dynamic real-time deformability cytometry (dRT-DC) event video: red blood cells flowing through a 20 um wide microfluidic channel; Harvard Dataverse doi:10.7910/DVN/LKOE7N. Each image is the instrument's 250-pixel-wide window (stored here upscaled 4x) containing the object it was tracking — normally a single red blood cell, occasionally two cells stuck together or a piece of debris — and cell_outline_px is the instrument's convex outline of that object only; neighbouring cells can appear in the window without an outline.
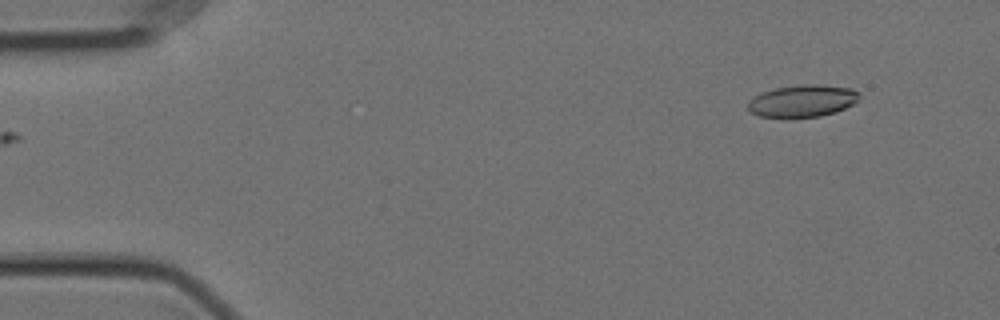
{"species": "Egyptian fruit bat (a non-hibernating species)", "species_latin": "Rousettus aegyptiacus", "temperature_condition": "cold", "stored_images_in_passage": 52, "camera_frame_rate_fps": 3000, "um_per_image_px": 0.085, "animal": {"sex": "female"}, "frame": {"image": 1, "passage_image": 1, "time_ms": 0.0, "image_size_px": [1000, 320], "cell_outline_px": [[860, 96], [852, 104], [836, 112], [820, 116], [760, 116], [752, 112], [748, 108], [748, 100], [752, 96], [776, 88], [804, 84], [816, 84], [852, 88], [860, 92]], "centroid_in_image_um": [68.23, 8.55], "position_along_channel_um": 16.8, "area_um2": 20.46}}
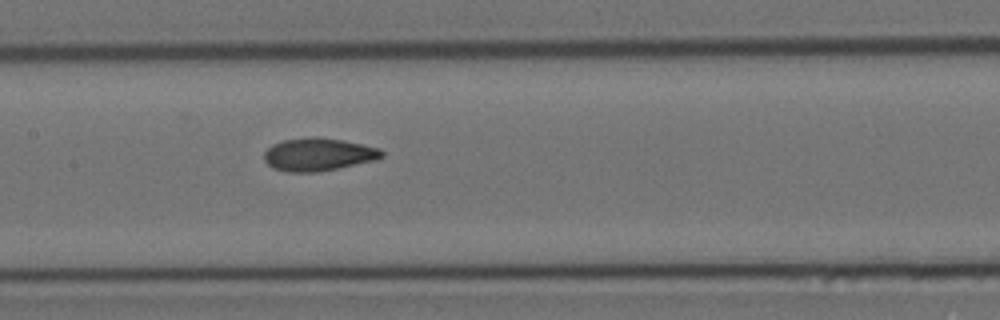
{"frame": {"image": 2, "passage_image": 23, "time_ms": 7.333, "image_size_px": [1000, 320], "cell_outline_px": [[384, 156], [376, 160], [316, 172], [284, 172], [272, 168], [264, 160], [264, 152], [272, 144], [284, 140], [312, 136], [316, 136], [340, 140], [380, 148], [384, 152]], "centroid_in_image_um": [27.03, 13.13], "position_along_channel_um": 180.4, "area_um2": 22.48}}
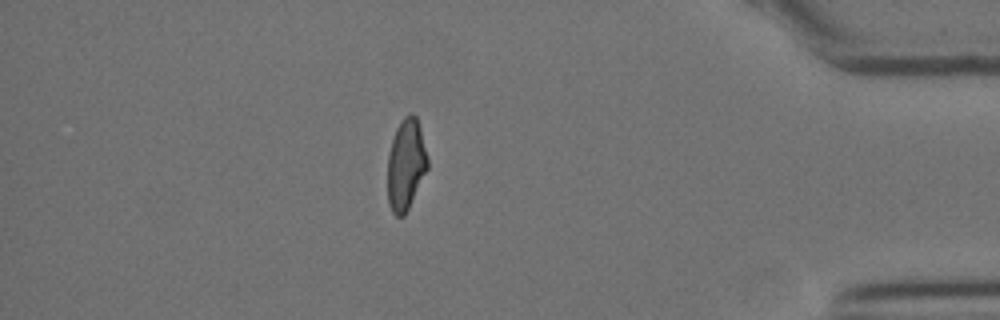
{"frame": {"image": 3, "passage_image": 45, "time_ms": 14.667, "image_size_px": [1000, 320], "cell_outline_px": [[428, 168], [404, 216], [396, 216], [392, 212], [388, 204], [388, 156], [392, 140], [396, 128], [400, 120], [408, 112], [412, 112], [416, 116], [420, 128], [428, 160]], "centroid_in_image_um": [34.49, 13.96], "position_along_channel_um": 400.7, "area_um2": 21.15}, "authors_computed_cell_mechanics": {"area_um2": 21.9062, "velocity_mm_per_s": 3.5626, "shape_relaxation_time_tau1_ms": 8.6119, "shape_relaxation_time_tau2_ms": 1.9884, "deformation_change_tau1": 0.2034, "deformation_change_tau2": 0.0876}}